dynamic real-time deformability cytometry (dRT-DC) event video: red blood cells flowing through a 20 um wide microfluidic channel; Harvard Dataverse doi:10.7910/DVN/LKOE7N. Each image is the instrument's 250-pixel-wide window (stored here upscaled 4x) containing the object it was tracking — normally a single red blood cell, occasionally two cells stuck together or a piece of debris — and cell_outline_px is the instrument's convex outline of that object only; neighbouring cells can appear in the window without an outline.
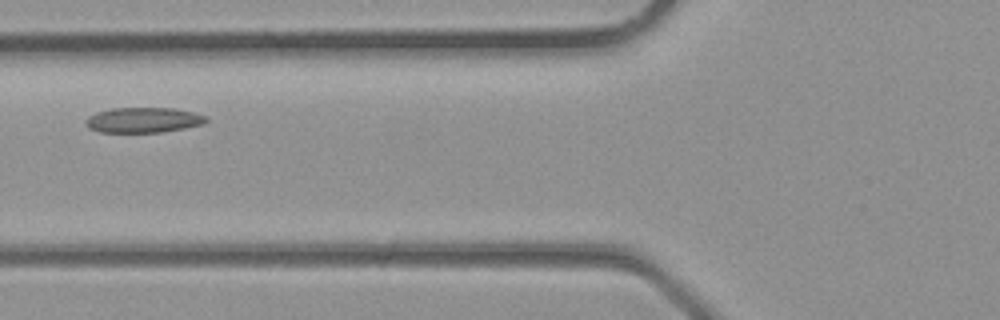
{"species": "common noctule bat (a hibernating species)", "species_latin": "Nyctalus noctula", "temperature_condition": "room temperature", "stored_images_in_passage": 2, "camera_frame_rate_fps": 3000, "um_per_image_px": 0.085, "animal": {"sex": "male", "body_mass_g": 23.1, "forearm_length_mm": 52.7}, "frame": {"image": 1, "passage_image": 2, "time_ms": 0.333, "image_size_px": [1000, 320], "cell_outline_px": [[208, 120], [204, 124], [184, 128], [160, 132], [100, 132], [88, 128], [84, 120], [88, 116], [96, 112], [112, 108], [172, 108], [192, 112], [204, 116]], "centroid_in_image_um": [12.14, 10.2], "position_along_channel_um": 113.7, "area_um2": 17.63}}